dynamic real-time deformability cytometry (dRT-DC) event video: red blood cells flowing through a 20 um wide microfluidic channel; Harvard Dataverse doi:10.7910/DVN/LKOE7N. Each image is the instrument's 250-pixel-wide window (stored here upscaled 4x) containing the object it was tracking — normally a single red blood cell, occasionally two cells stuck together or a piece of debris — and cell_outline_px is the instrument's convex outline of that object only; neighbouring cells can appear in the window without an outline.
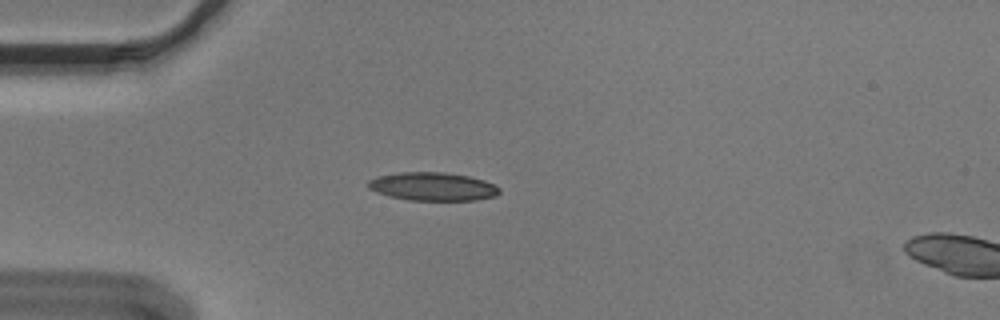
{"species": "Egyptian fruit bat (a non-hibernating species)", "species_latin": "Rousettus aegyptiacus", "temperature_condition": "cold", "stored_images_in_passage": 42, "camera_frame_rate_fps": 3000, "um_per_image_px": 0.085, "animal": {"sex": "male"}, "frame": {"image": 1, "passage_image": 2, "time_ms": 0.333, "image_size_px": [1000, 320], "cell_outline_px": [[500, 192], [496, 196], [476, 200], [408, 200], [376, 192], [368, 188], [368, 180], [376, 176], [400, 172], [444, 172], [468, 176], [484, 180], [500, 188]], "centroid_in_image_um": [36.78, 15.85], "position_along_channel_um": 48.2, "area_um2": 21.62}}
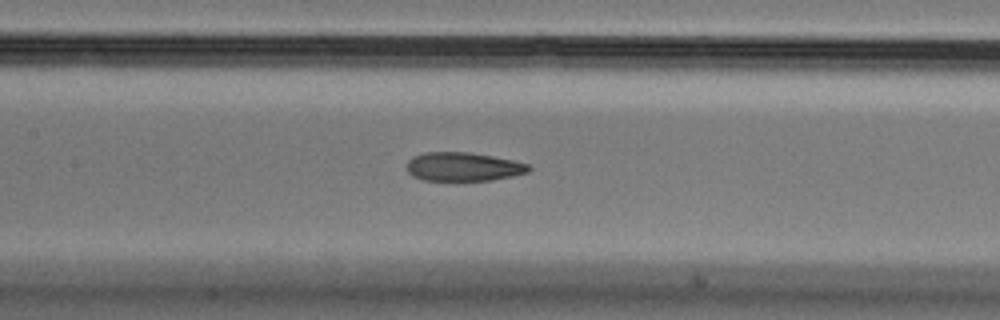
{"frame": {"image": 2, "passage_image": 13, "time_ms": 4.0, "image_size_px": [1000, 320], "cell_outline_px": [[532, 168], [528, 172], [512, 176], [492, 180], [424, 180], [412, 176], [404, 168], [404, 164], [412, 156], [424, 152], [472, 152], [512, 160], [528, 164]], "centroid_in_image_um": [39.32, 14.16], "position_along_channel_um": 168.1, "area_um2": 20.63}}
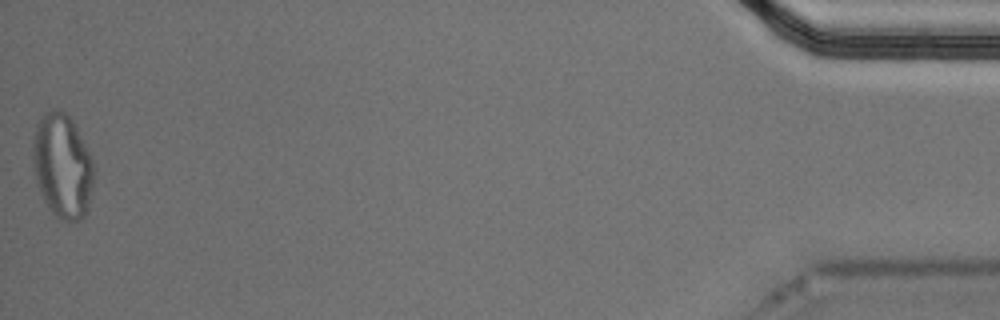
{"frame": {"image": 3, "passage_image": 42, "time_ms": 13.667, "image_size_px": [1000, 320], "cell_outline_px": [[96, 172], [88, 212], [84, 220], [60, 220], [48, 208], [44, 200], [36, 180], [32, 160], [32, 140], [36, 124], [44, 112], [56, 108], [64, 112], [72, 120], [92, 156], [96, 168]], "centroid_in_image_um": [5.34, 14.12], "position_along_channel_um": 429.9, "area_um2": 37.97}, "authors_computed_cell_mechanics": {"area_um2": 22.253, "velocity_mm_per_s": 3.653, "shape_relaxation_time_tau1_ms": null, "shape_relaxation_time_tau2_ms": 1.8243, "deformation_change_tau1": null, "deformation_change_tau2": 0.089}}